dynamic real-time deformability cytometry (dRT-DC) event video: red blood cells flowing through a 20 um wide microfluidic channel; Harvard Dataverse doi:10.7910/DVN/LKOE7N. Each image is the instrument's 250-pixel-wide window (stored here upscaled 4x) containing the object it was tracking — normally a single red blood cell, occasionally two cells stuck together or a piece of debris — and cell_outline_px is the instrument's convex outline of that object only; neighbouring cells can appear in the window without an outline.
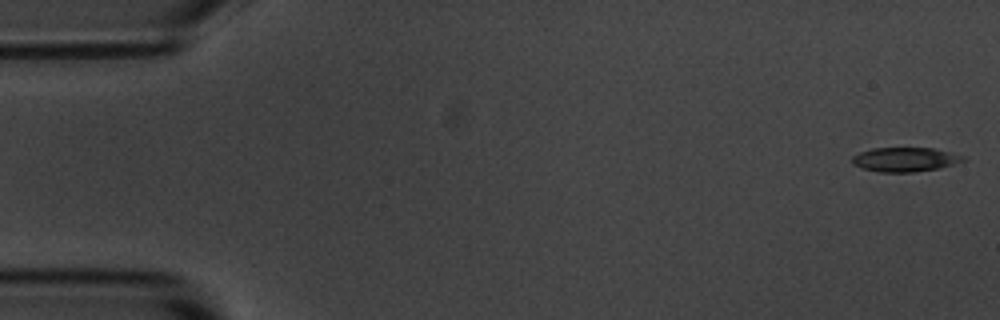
{"species": "common noctule bat (a hibernating species)", "species_latin": "Nyctalus noctula", "temperature_condition": "room temperature", "stored_images_in_passage": 6, "camera_frame_rate_fps": 3000, "um_per_image_px": 0.085, "animal": {"sex": "male", "body_mass_g": 20.1, "forearm_length_mm": 53.5}, "frame": {"image": 1, "passage_image": 1, "time_ms": 0.0, "image_size_px": [1000, 320], "cell_outline_px": [[968, 160], [940, 168], [912, 172], [880, 172], [860, 168], [852, 164], [852, 156], [860, 152], [872, 148], [932, 148], [964, 156]], "centroid_in_image_um": [76.91, 13.56], "position_along_channel_um": 8.1, "area_um2": 15.72}}
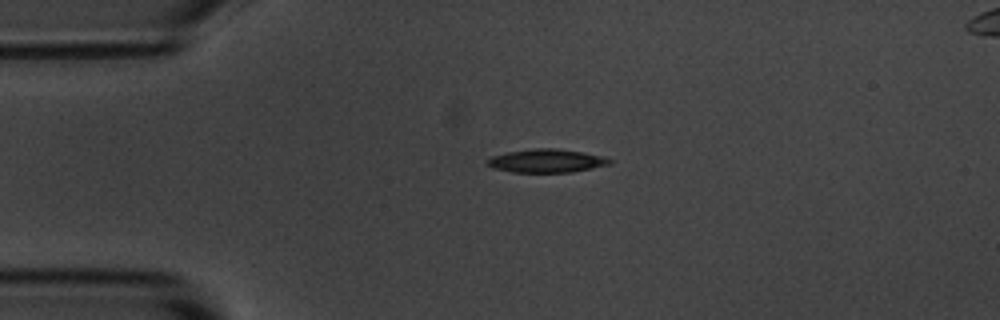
{"frame": {"image": 2, "passage_image": 4, "time_ms": 3.667, "image_size_px": [1000, 320], "cell_outline_px": [[612, 164], [572, 172], [512, 172], [492, 168], [484, 164], [492, 156], [508, 152], [536, 148], [556, 148], [584, 152], [600, 156], [612, 160]], "centroid_in_image_um": [46.44, 13.67], "position_along_channel_um": 38.6, "area_um2": 16.65}}